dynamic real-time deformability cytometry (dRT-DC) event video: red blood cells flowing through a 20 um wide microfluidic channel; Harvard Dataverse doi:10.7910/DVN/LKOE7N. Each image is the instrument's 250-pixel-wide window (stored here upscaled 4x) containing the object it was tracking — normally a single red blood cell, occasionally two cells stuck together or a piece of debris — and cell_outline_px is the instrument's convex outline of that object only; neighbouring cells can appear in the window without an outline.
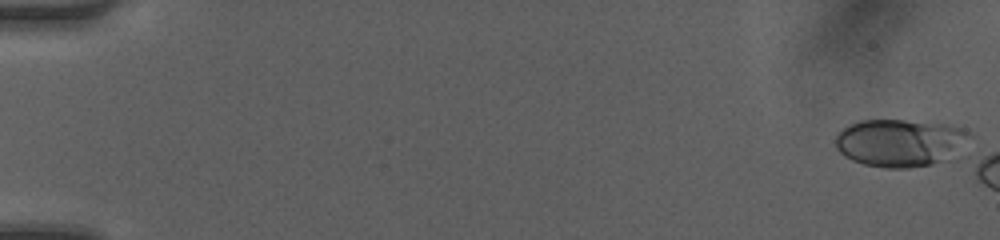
{"species": "human", "species_latin": "Homo sapiens", "temperature_condition": "room temperature", "stored_images_in_passage": 7, "camera_frame_rate_fps": 3000, "um_per_image_px": 0.085, "donor": {"sex": "female"}, "frame": {"image": 1, "passage_image": 1, "time_ms": 0.0, "image_size_px": [1000, 240], "cell_outline_px": [[972, 136], [940, 160], [932, 164], [908, 168], [884, 168], [864, 164], [852, 160], [844, 156], [836, 148], [836, 136], [848, 124], [860, 120], [904, 120], [944, 124], [964, 128]], "centroid_in_image_um": [76.4, 12.11], "position_along_channel_um": 8.6, "area_um2": 36.36}}